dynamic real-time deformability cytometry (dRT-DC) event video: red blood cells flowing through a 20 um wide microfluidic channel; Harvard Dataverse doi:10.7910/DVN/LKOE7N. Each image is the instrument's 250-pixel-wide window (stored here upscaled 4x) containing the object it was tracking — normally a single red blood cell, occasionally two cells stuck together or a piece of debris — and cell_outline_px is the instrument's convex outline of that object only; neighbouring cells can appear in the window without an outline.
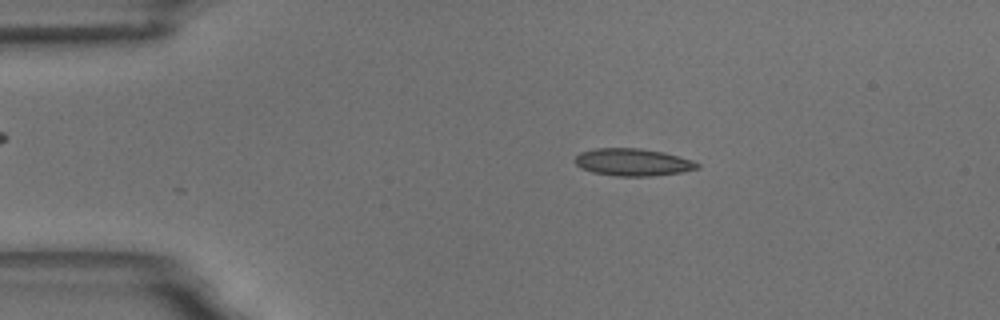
{"species": "common noctule bat (a hibernating species)", "species_latin": "Nyctalus noctula", "temperature_condition": "room temperature", "stored_images_in_passage": 21, "camera_frame_rate_fps": 3000, "um_per_image_px": 0.085, "animal": {"sex": "male", "body_mass_g": 18.8}, "frame": {"image": 1, "passage_image": 10, "time_ms": 3.0, "image_size_px": [1000, 320], "cell_outline_px": [[700, 168], [680, 172], [652, 176], [616, 176], [592, 172], [580, 168], [572, 160], [580, 152], [596, 148], [640, 148], [664, 152], [692, 160], [700, 164]], "centroid_in_image_um": [53.76, 13.78], "position_along_channel_um": 31.2, "area_um2": 19.59}}
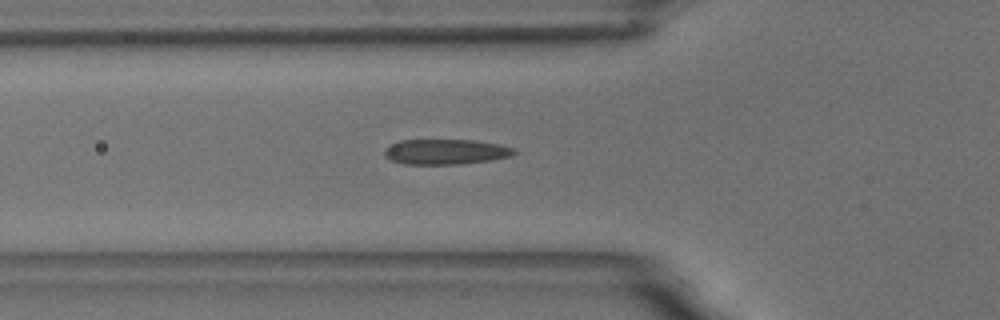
{"frame": {"image": 2, "passage_image": 19, "time_ms": 6.0, "image_size_px": [1000, 320], "cell_outline_px": [[516, 152], [512, 156], [492, 160], [460, 164], [404, 164], [392, 160], [384, 156], [384, 148], [388, 144], [400, 140], [476, 140], [500, 144], [512, 148]], "centroid_in_image_um": [37.86, 12.89], "position_along_channel_um": 87.9, "area_um2": 19.25}}